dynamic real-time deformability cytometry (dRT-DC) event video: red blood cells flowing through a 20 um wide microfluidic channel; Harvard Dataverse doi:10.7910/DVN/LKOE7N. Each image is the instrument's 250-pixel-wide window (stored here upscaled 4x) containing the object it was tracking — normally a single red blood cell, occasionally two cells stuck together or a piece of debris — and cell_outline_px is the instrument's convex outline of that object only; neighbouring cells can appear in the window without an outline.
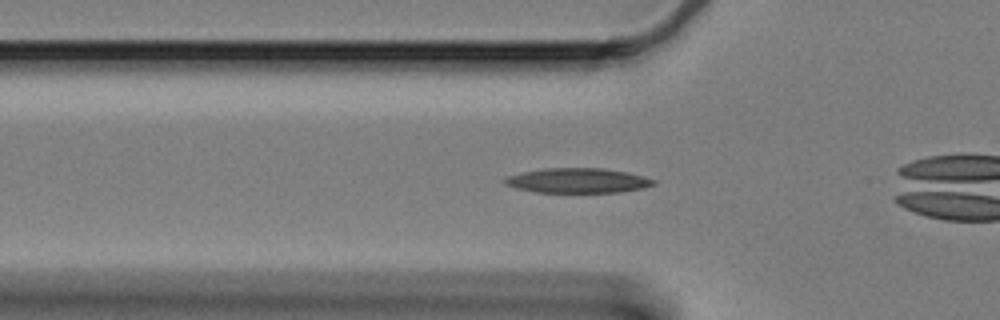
{"species": "Egyptian fruit bat (a non-hibernating species)", "species_latin": "Rousettus aegyptiacus", "temperature_condition": "cold", "stored_images_in_passage": 35, "camera_frame_rate_fps": 3000, "um_per_image_px": 0.085, "animal": {"sex": "female"}, "frame": {"image": 1, "passage_image": 2, "time_ms": 0.333, "image_size_px": [1000, 320], "cell_outline_px": [[656, 184], [644, 188], [620, 192], [536, 192], [516, 188], [504, 184], [500, 180], [508, 176], [524, 172], [544, 168], [600, 168], [628, 172], [644, 176], [656, 180]], "centroid_in_image_um": [49.11, 15.35], "position_along_channel_um": 76.7, "area_um2": 21.56}}
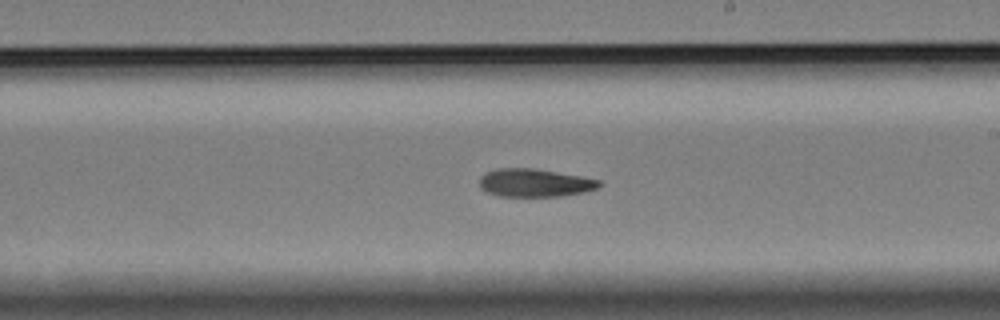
{"frame": {"image": 2, "passage_image": 17, "time_ms": 5.333, "image_size_px": [1000, 320], "cell_outline_px": [[604, 184], [596, 188], [584, 192], [560, 196], [500, 196], [488, 192], [480, 188], [480, 176], [484, 172], [496, 168], [532, 168], [580, 176], [600, 180]], "centroid_in_image_um": [45.43, 15.53], "position_along_channel_um": 243.6, "area_um2": 19.54}}
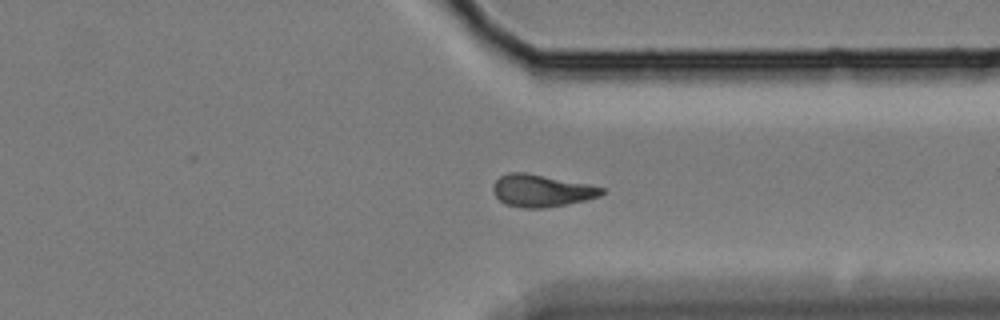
{"frame": {"image": 3, "passage_image": 28, "time_ms": 9.0, "image_size_px": [1000, 320], "cell_outline_px": [[604, 192], [600, 196], [584, 200], [544, 208], [524, 208], [504, 204], [492, 192], [492, 184], [500, 176], [508, 172], [524, 172], [588, 184], [604, 188]], "centroid_in_image_um": [45.97, 16.2], "position_along_channel_um": 365.4, "area_um2": 20.29}}